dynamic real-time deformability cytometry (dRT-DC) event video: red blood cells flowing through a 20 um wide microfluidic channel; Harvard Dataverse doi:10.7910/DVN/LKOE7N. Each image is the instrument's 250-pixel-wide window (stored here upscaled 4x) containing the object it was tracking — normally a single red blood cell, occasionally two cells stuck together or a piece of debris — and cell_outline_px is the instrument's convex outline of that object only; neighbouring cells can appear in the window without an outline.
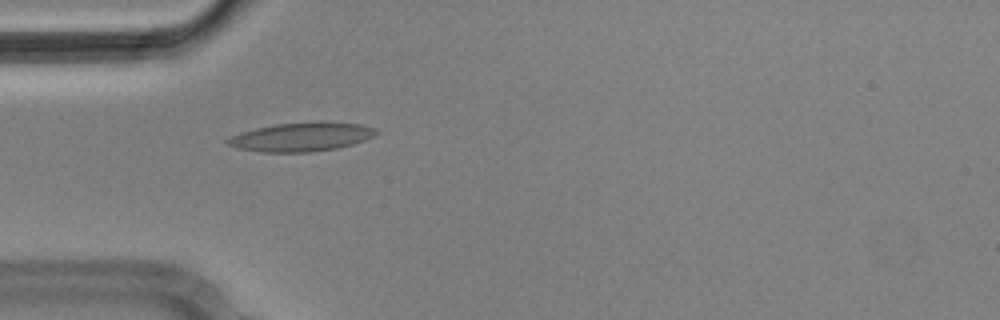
{"species": "Egyptian fruit bat (a non-hibernating species)", "species_latin": "Rousettus aegyptiacus", "temperature_condition": "cold", "stored_images_in_passage": 1, "camera_frame_rate_fps": 3000, "um_per_image_px": 0.085, "animal": {"sex": "male"}, "frame": {"image": 1, "passage_image": 1, "time_ms": 0.0, "image_size_px": [1000, 320], "cell_outline_px": [[376, 132], [372, 136], [364, 140], [352, 144], [336, 148], [312, 152], [264, 152], [240, 148], [228, 144], [224, 140], [240, 132], [256, 128], [276, 124], [320, 120], [324, 120], [360, 124], [376, 128]], "centroid_in_image_um": [25.64, 11.61], "position_along_channel_um": 59.4, "area_um2": 25.03}}